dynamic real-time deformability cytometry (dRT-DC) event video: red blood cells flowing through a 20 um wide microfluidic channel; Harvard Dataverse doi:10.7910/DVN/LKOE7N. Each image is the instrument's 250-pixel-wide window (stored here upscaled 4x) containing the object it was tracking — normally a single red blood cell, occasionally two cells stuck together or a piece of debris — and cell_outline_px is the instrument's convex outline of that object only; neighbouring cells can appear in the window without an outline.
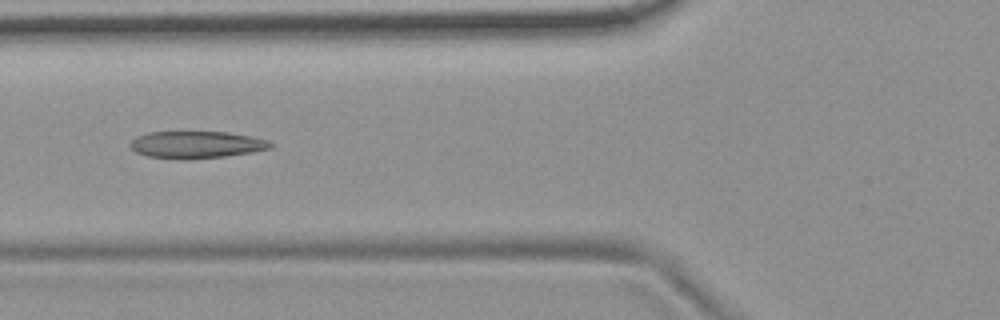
{"species": "common noctule bat (a hibernating species)", "species_latin": "Nyctalus noctula", "temperature_condition": "room temperature", "stored_images_in_passage": 4, "camera_frame_rate_fps": 3000, "um_per_image_px": 0.085, "animal": {"sex": "female", "body_mass_g": 19.9}, "frame": {"image": 1, "passage_image": 2, "time_ms": 0.333, "image_size_px": [1000, 320], "cell_outline_px": [[272, 148], [252, 152], [224, 156], [188, 160], [148, 156], [136, 152], [128, 144], [136, 136], [148, 132], [228, 132], [252, 136], [268, 140], [272, 144]], "centroid_in_image_um": [16.69, 12.3], "position_along_channel_um": 109.1, "area_um2": 22.2}}
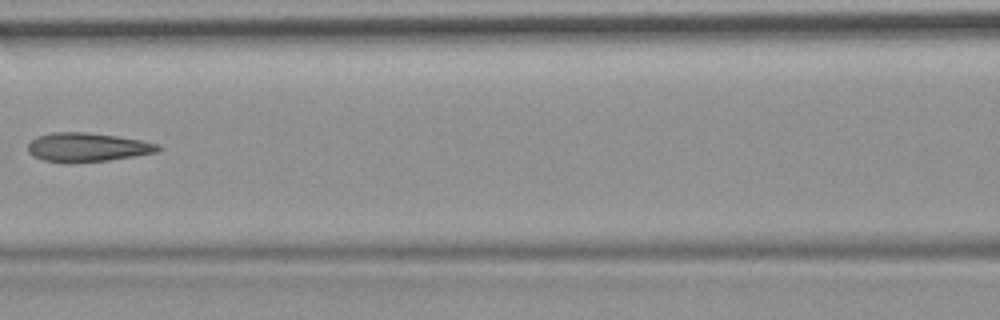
{"frame": {"image": 2, "passage_image": 3, "time_ms": 0.667, "image_size_px": [1000, 320], "cell_outline_px": [[160, 148], [156, 152], [108, 160], [64, 164], [44, 160], [32, 156], [28, 152], [28, 144], [36, 136], [52, 132], [88, 132], [116, 136], [140, 140], [160, 144]], "centroid_in_image_um": [7.36, 12.52], "position_along_channel_um": 159.2, "area_um2": 22.02}}